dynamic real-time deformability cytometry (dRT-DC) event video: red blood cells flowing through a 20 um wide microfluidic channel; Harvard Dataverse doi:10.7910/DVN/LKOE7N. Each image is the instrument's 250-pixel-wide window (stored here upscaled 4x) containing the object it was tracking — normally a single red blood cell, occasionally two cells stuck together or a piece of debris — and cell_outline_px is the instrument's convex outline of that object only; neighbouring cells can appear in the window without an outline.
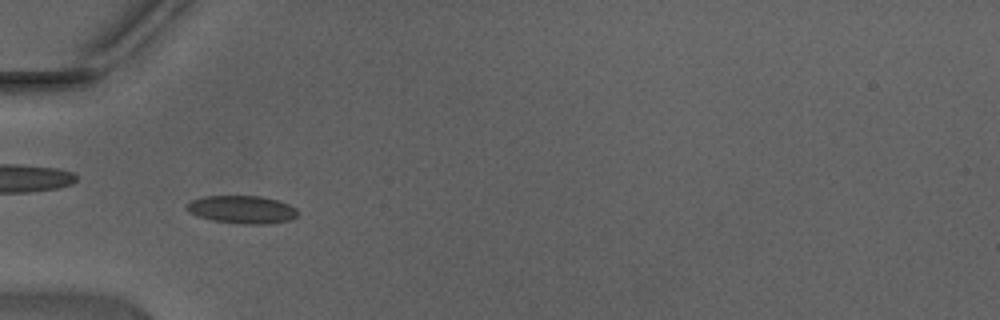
{"species": "Egyptian fruit bat (a non-hibernating species)", "species_latin": "Rousettus aegyptiacus", "temperature_condition": "warm", "stored_images_in_passage": 46, "camera_frame_rate_fps": 3000, "um_per_image_px": 0.085, "animal": {"sex": "male"}, "frame": {"image": 1, "passage_image": 15, "time_ms": 4.667, "image_size_px": [1000, 320], "cell_outline_px": [[300, 212], [292, 220], [264, 224], [240, 224], [212, 220], [188, 212], [184, 208], [184, 204], [192, 200], [204, 196], [260, 196], [276, 200], [288, 204], [296, 208]], "centroid_in_image_um": [20.56, 17.81], "position_along_channel_um": 64.4, "area_um2": 18.15}}
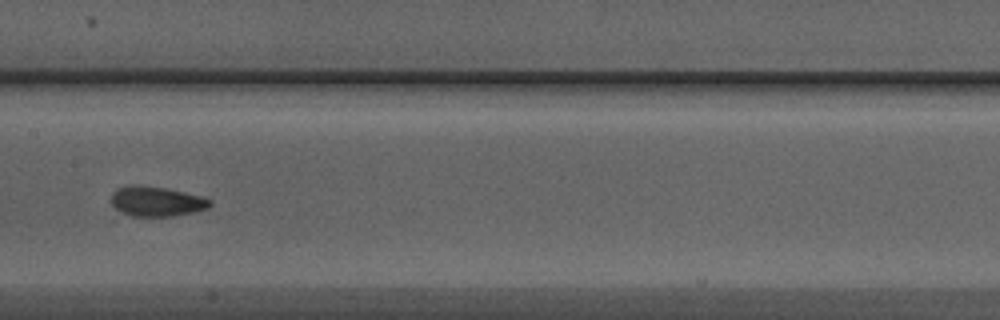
{"frame": {"image": 2, "passage_image": 24, "time_ms": 7.667, "image_size_px": [1000, 320], "cell_outline_px": [[212, 204], [208, 208], [196, 212], [176, 216], [132, 216], [116, 208], [112, 204], [112, 192], [116, 188], [128, 184], [140, 184], [164, 188], [204, 196], [212, 200]], "centroid_in_image_um": [13.34, 17.1], "position_along_channel_um": 194.1, "area_um2": 17.46}}
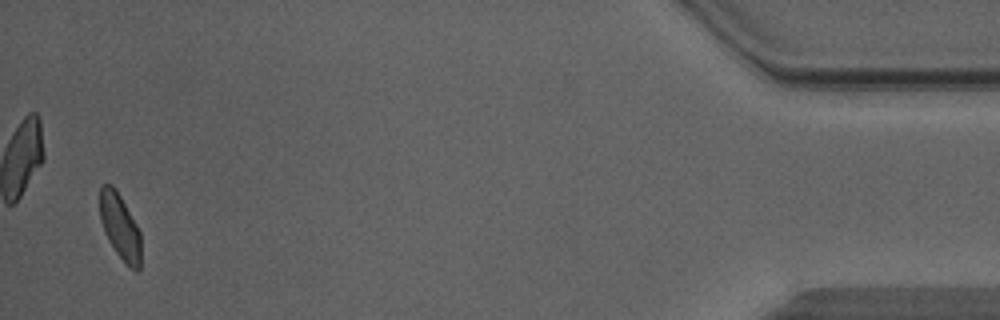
{"frame": {"image": 3, "passage_image": 45, "time_ms": 14.667, "image_size_px": [1000, 320], "cell_outline_px": [[140, 268], [136, 272], [128, 268], [116, 252], [108, 240], [104, 232], [100, 220], [100, 188], [104, 184], [112, 184], [116, 188], [136, 224], [140, 232]], "centroid_in_image_um": [10.19, 19.29], "position_along_channel_um": 425.0, "area_um2": 15.78}, "authors_computed_cell_mechanics": {"area_um2": 16.5886, "velocity_mm_per_s": 4.4167, "shape_relaxation_time_tau1_ms": 2.3292, "shape_relaxation_time_tau2_ms": 0.321, "deformation_change_tau1": 0.0999, "deformation_change_tau2": 0.0435}}